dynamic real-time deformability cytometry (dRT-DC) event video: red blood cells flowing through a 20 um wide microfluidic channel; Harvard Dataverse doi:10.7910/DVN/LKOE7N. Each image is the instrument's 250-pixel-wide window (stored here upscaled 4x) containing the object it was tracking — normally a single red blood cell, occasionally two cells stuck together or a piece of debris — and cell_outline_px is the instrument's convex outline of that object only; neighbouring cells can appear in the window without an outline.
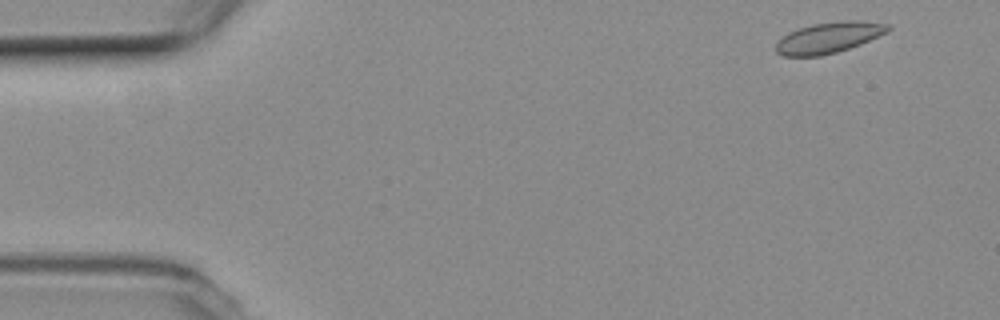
{"species": "common noctule bat (a hibernating species)", "species_latin": "Nyctalus noctula", "temperature_condition": "room temperature", "stored_images_in_passage": 52, "camera_frame_rate_fps": 3000, "um_per_image_px": 0.085, "animal": {"sex": "female", "body_mass_g": 19.3, "forearm_length_mm": 54.1}, "frame": {"image": 1, "passage_image": 2, "time_ms": 0.333, "image_size_px": [1000, 320], "cell_outline_px": [[892, 28], [888, 32], [860, 44], [836, 52], [820, 56], [784, 56], [776, 52], [776, 40], [788, 32], [812, 24], [844, 20], [860, 20], [888, 24]], "centroid_in_image_um": [70.44, 3.19], "position_along_channel_um": 14.6, "area_um2": 20.23}}
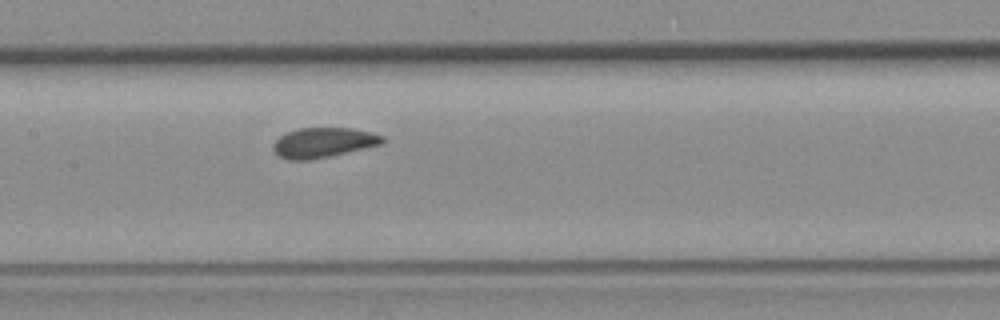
{"frame": {"image": 2, "passage_image": 24, "time_ms": 7.667, "image_size_px": [1000, 320], "cell_outline_px": [[388, 140], [384, 144], [328, 156], [308, 160], [288, 160], [280, 156], [272, 148], [272, 144], [280, 136], [288, 132], [300, 128], [352, 128], [384, 136]], "centroid_in_image_um": [27.51, 12.12], "position_along_channel_um": 179.9, "area_um2": 18.96}}
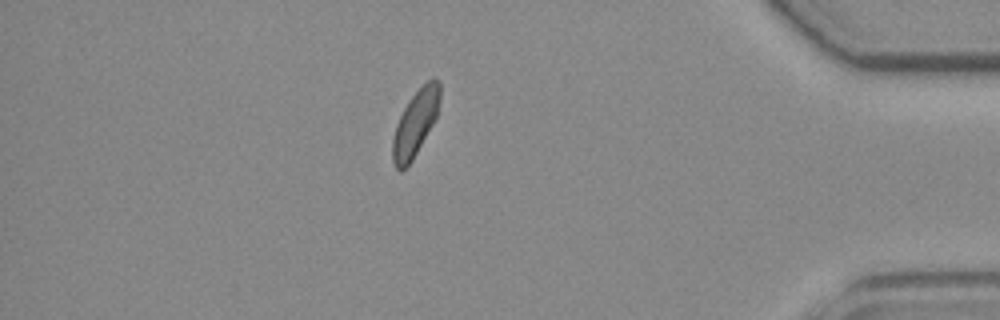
{"frame": {"image": 3, "passage_image": 45, "time_ms": 14.667, "image_size_px": [1000, 320], "cell_outline_px": [[440, 100], [436, 116], [432, 124], [412, 160], [400, 172], [396, 168], [392, 160], [392, 140], [396, 124], [408, 100], [432, 76], [440, 84]], "centroid_in_image_um": [35.29, 10.46], "position_along_channel_um": 399.9, "area_um2": 17.74}, "authors_computed_cell_mechanics": {"area_um2": 18.9873, "velocity_mm_per_s": 3.758, "shape_relaxation_time_tau1_ms": 6.8322, "shape_relaxation_time_tau2_ms": null, "deformation_change_tau1": 0.0975, "deformation_change_tau2": null}}